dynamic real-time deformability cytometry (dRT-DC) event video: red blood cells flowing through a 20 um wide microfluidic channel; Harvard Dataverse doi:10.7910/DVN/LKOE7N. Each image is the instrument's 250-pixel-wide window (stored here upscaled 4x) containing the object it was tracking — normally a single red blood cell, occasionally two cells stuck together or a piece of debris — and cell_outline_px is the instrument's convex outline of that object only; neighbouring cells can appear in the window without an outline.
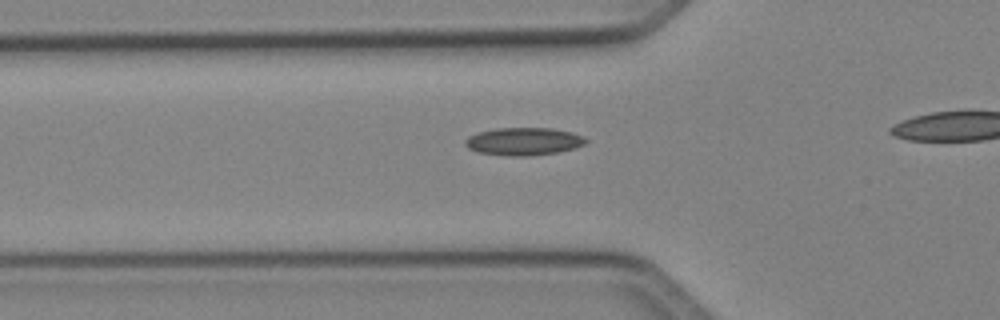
{"species": "Egyptian fruit bat (a non-hibernating species)", "species_latin": "Rousettus aegyptiacus", "temperature_condition": "cold", "stored_images_in_passage": 36, "camera_frame_rate_fps": 3000, "um_per_image_px": 0.085, "animal": {"sex": "female"}, "frame": {"image": 1, "passage_image": 13, "time_ms": 4.0, "image_size_px": [1000, 320], "cell_outline_px": [[588, 140], [584, 144], [576, 148], [556, 152], [528, 156], [508, 156], [480, 152], [468, 148], [464, 144], [464, 140], [468, 136], [476, 132], [496, 128], [552, 128], [572, 132], [584, 136]], "centroid_in_image_um": [44.5, 12.01], "position_along_channel_um": 81.3, "area_um2": 19.59}}
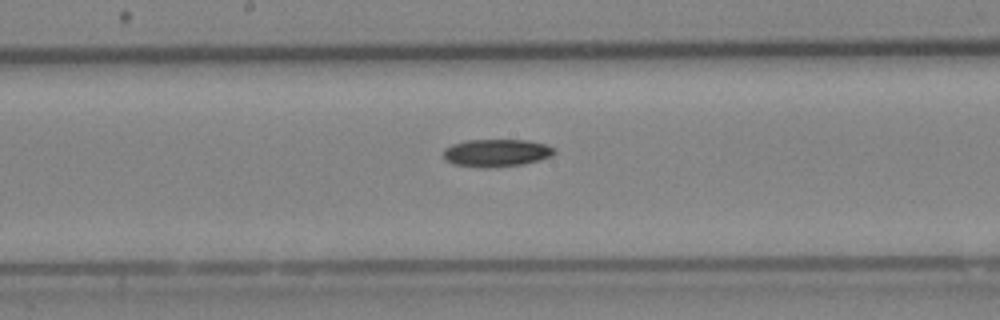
{"frame": {"image": 2, "passage_image": 22, "time_ms": 7.0, "image_size_px": [1000, 320], "cell_outline_px": [[556, 152], [552, 156], [540, 160], [520, 164], [488, 168], [484, 168], [452, 164], [444, 156], [444, 148], [452, 144], [464, 140], [528, 140], [544, 144], [556, 148]], "centroid_in_image_um": [42.21, 12.99], "position_along_channel_um": 206.0, "area_um2": 17.86}}
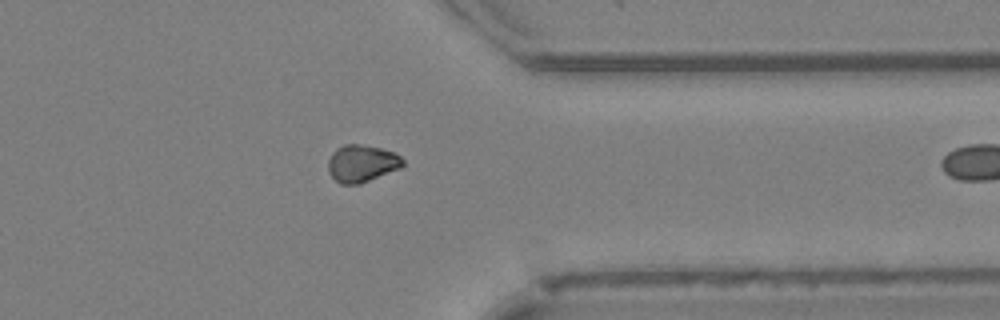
{"frame": {"image": 3, "passage_image": 35, "time_ms": 11.333, "image_size_px": [1000, 320], "cell_outline_px": [[404, 164], [400, 168], [360, 184], [340, 184], [328, 172], [328, 160], [332, 152], [336, 148], [344, 144], [356, 144], [380, 148], [392, 152], [400, 156], [404, 160]], "centroid_in_image_um": [30.73, 13.89], "position_along_channel_um": 380.7, "area_um2": 16.13}}